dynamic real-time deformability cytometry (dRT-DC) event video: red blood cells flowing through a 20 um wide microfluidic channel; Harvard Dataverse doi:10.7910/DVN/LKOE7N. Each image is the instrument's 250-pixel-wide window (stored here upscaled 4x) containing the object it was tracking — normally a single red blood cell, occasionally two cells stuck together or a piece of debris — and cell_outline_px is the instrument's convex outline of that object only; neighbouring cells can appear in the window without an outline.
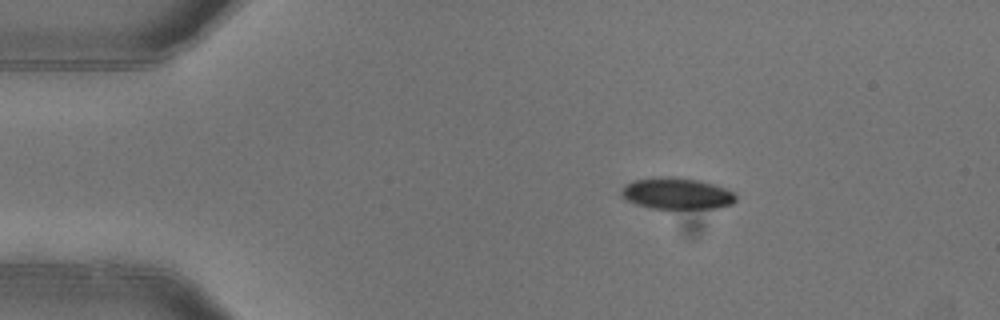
{"species": "common noctule bat (a hibernating species)", "species_latin": "Nyctalus noctula", "temperature_condition": "warm", "stored_images_in_passage": 4, "camera_frame_rate_fps": 3000, "um_per_image_px": 0.085, "animal": {"sex": "female"}, "frame": {"image": 1, "passage_image": 1, "time_ms": 0.0, "image_size_px": [1000, 320], "cell_outline_px": [[736, 200], [732, 204], [716, 208], [652, 208], [636, 204], [620, 196], [620, 188], [624, 184], [632, 180], [664, 176], [700, 180], [716, 184], [732, 192], [736, 196]], "centroid_in_image_um": [57.49, 16.43], "position_along_channel_um": 27.5, "area_um2": 21.04}}
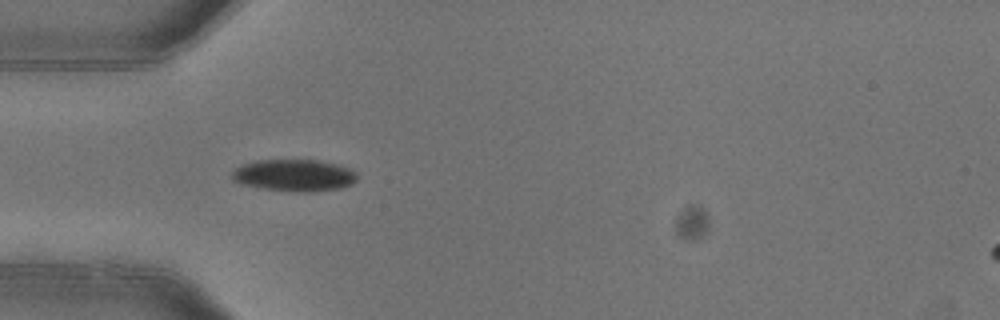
{"frame": {"image": 2, "passage_image": 3, "time_ms": 0.667, "image_size_px": [1000, 320], "cell_outline_px": [[356, 180], [352, 184], [340, 188], [308, 192], [296, 192], [264, 188], [240, 184], [232, 180], [232, 172], [236, 168], [244, 164], [256, 160], [316, 160], [336, 164], [348, 168], [356, 172]], "centroid_in_image_um": [25.0, 14.9], "position_along_channel_um": 60.0, "area_um2": 23.12}}